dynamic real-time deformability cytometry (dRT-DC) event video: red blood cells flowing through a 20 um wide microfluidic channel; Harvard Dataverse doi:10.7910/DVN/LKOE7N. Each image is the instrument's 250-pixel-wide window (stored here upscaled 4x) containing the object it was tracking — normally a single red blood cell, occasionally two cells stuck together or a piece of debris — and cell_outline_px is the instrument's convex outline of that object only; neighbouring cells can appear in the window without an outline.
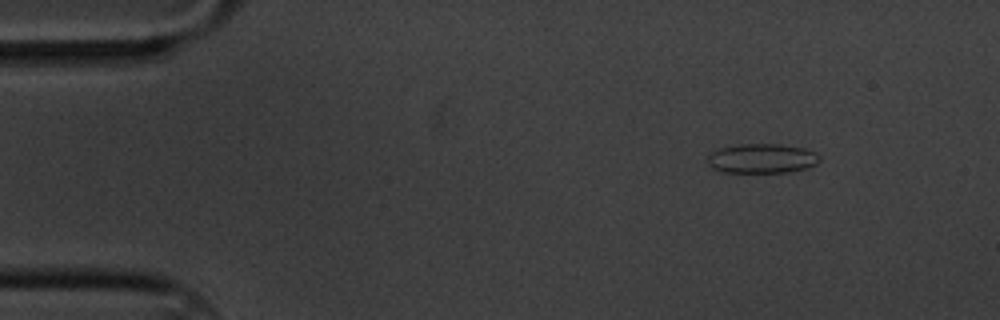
{"species": "common noctule bat (a hibernating species)", "species_latin": "Nyctalus noctula", "temperature_condition": "cold", "stored_images_in_passage": 5, "camera_frame_rate_fps": 3000, "um_per_image_px": 0.085, "animal": {"sex": "male", "body_mass_g": 20.1, "forearm_length_mm": 53.5}, "frame": {"image": 1, "passage_image": 2, "time_ms": 0.333, "image_size_px": [1000, 320], "cell_outline_px": [[820, 160], [816, 164], [804, 168], [788, 172], [720, 172], [712, 168], [708, 164], [708, 156], [712, 152], [720, 148], [740, 144], [780, 144], [804, 148], [816, 152], [820, 156]], "centroid_in_image_um": [64.76, 13.47], "position_along_channel_um": 20.2, "area_um2": 19.25}}
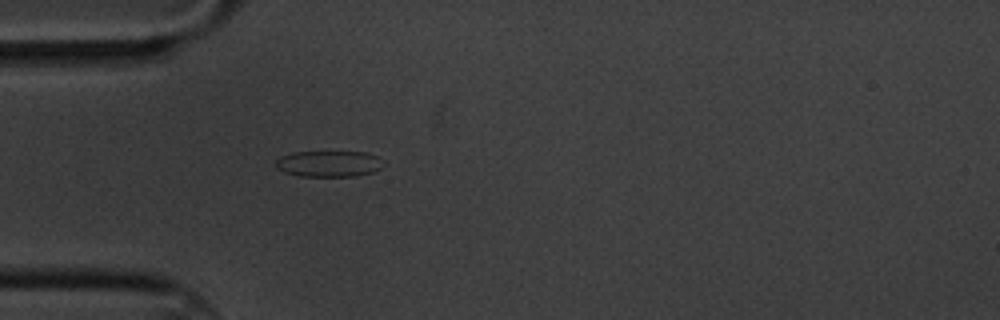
{"frame": {"image": 2, "passage_image": 5, "time_ms": 1.333, "image_size_px": [1000, 320], "cell_outline_px": [[388, 164], [372, 172], [356, 176], [300, 176], [284, 172], [276, 168], [276, 160], [280, 156], [292, 152], [368, 152], [376, 156]], "centroid_in_image_um": [27.97, 13.91], "position_along_channel_um": 57.0, "area_um2": 16.53}}